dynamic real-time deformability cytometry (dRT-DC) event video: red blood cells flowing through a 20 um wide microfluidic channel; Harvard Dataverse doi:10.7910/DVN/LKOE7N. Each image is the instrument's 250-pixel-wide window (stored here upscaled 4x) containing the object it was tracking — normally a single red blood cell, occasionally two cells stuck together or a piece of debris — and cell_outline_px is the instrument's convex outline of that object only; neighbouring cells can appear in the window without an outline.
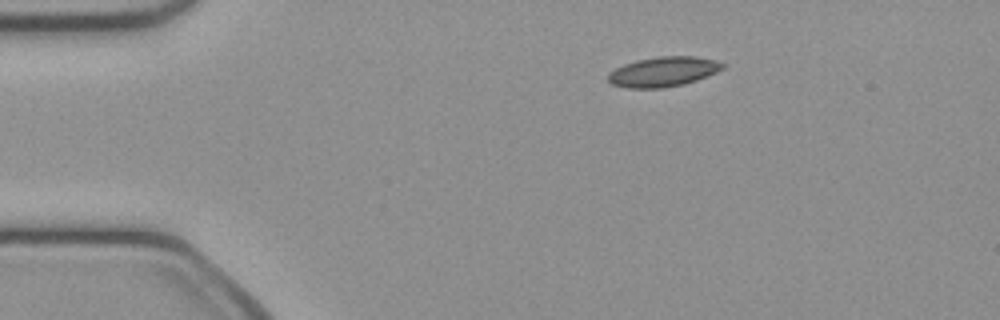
{"species": "common noctule bat (a hibernating species)", "species_latin": "Nyctalus noctula", "temperature_condition": "cold", "stored_images_in_passage": 42, "camera_frame_rate_fps": 3000, "um_per_image_px": 0.085, "animal": {"sex": "female", "body_mass_g": 21.9}, "frame": {"image": 1, "passage_image": 1, "time_ms": 0.0, "image_size_px": [1000, 320], "cell_outline_px": [[724, 68], [716, 72], [696, 80], [684, 84], [660, 88], [628, 88], [612, 84], [608, 80], [608, 72], [624, 64], [636, 60], [660, 56], [696, 56], [716, 60], [724, 64]], "centroid_in_image_um": [56.37, 6.09], "position_along_channel_um": 28.6, "area_um2": 19.88}}
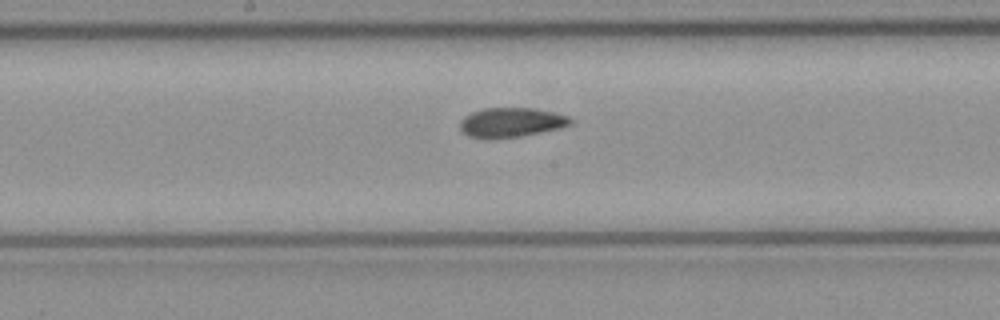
{"frame": {"image": 2, "passage_image": 18, "time_ms": 5.667, "image_size_px": [1000, 320], "cell_outline_px": [[572, 124], [560, 128], [520, 136], [488, 140], [484, 140], [468, 136], [460, 128], [460, 120], [464, 116], [472, 112], [484, 108], [532, 108], [552, 112], [568, 116], [572, 120]], "centroid_in_image_um": [43.4, 10.42], "position_along_channel_um": 204.8, "area_um2": 19.13}}
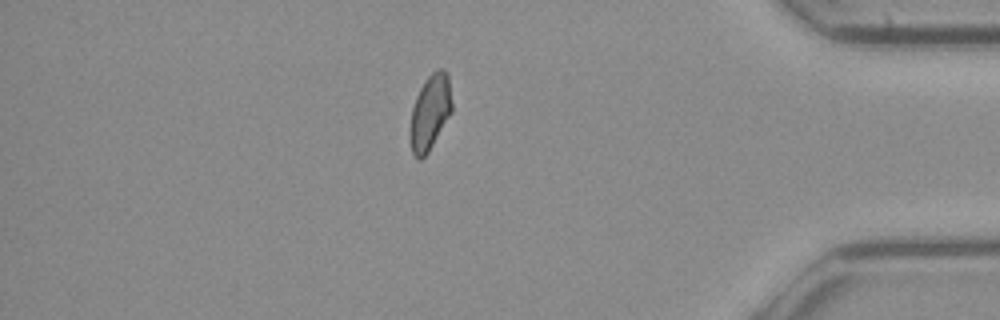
{"frame": {"image": 3, "passage_image": 35, "time_ms": 11.333, "image_size_px": [1000, 320], "cell_outline_px": [[452, 112], [428, 152], [420, 160], [412, 152], [408, 136], [408, 128], [412, 108], [416, 96], [424, 80], [436, 68], [444, 68], [448, 72], [452, 104]], "centroid_in_image_um": [36.54, 9.52], "position_along_channel_um": 398.7, "area_um2": 18.73}, "authors_computed_cell_mechanics": {"area_um2": 19.1896, "velocity_mm_per_s": 4.0943, "shape_relaxation_time_tau1_ms": 8.9262, "shape_relaxation_time_tau2_ms": 6.8042, "deformation_change_tau1": 0.1255, "deformation_change_tau2": 0.1122}}